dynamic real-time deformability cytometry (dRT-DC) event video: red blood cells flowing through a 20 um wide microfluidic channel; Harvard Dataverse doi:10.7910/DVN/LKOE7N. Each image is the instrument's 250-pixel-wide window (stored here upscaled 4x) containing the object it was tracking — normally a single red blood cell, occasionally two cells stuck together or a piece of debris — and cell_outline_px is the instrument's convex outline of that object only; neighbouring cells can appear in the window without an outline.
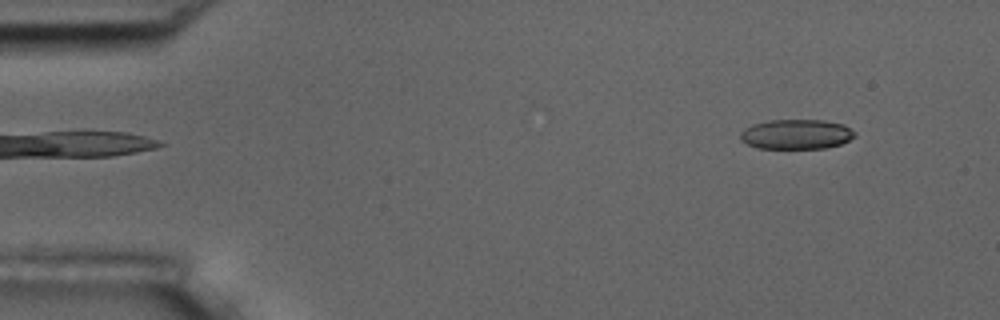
{"species": "common noctule bat (a hibernating species)", "species_latin": "Nyctalus noctula", "temperature_condition": "room temperature", "stored_images_in_passage": 5, "segment_of_instrument_passage": [2, 2], "camera_frame_rate_fps": 3000, "um_per_image_px": 0.085, "animal": {"sex": "male", "body_mass_g": 17.5, "forearm_length_mm": 52.3}, "frame": {"image": 1, "passage_image": 5, "time_ms": 5.667, "image_size_px": [1000, 320], "cell_outline_px": [[856, 136], [840, 144], [824, 148], [756, 148], [740, 140], [740, 132], [744, 128], [752, 124], [768, 120], [824, 120], [844, 124], [856, 132]], "centroid_in_image_um": [67.67, 11.4], "position_along_channel_um": 17.3, "area_um2": 20.0}}